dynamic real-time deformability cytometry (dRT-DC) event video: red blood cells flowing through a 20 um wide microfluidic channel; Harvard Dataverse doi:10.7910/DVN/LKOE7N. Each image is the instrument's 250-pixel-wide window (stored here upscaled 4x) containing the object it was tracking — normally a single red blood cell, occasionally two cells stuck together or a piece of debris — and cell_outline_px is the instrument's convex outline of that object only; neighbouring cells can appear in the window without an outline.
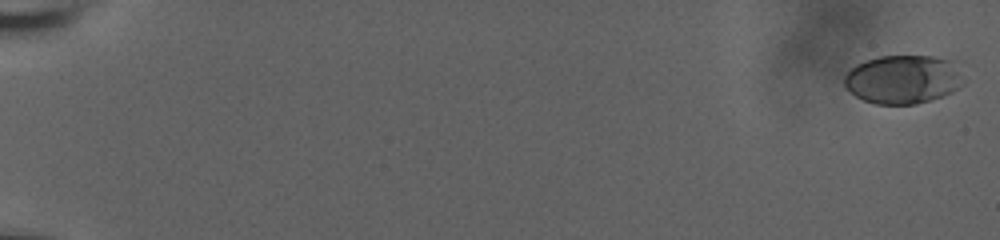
{"species": "human", "species_latin": "Homo sapiens", "temperature_condition": "room temperature", "stored_images_in_passage": 13, "camera_frame_rate_fps": 3000, "um_per_image_px": 0.085, "donor": {"sex": "male"}, "frame": {"image": 1, "passage_image": 1, "time_ms": 0.0, "image_size_px": [1000, 240], "cell_outline_px": [[964, 84], [960, 88], [952, 92], [916, 104], [876, 104], [864, 100], [856, 96], [844, 84], [844, 76], [856, 64], [864, 60], [880, 56], [932, 56], [956, 60]], "centroid_in_image_um": [76.79, 6.72], "position_along_channel_um": 8.2, "area_um2": 33.93}}
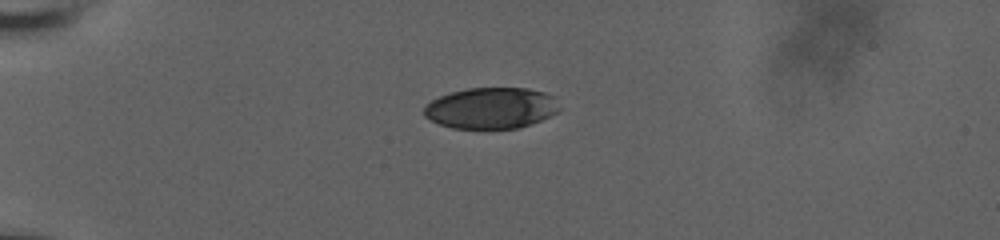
{"frame": {"image": 2, "passage_image": 10, "time_ms": 3.0, "image_size_px": [1000, 240], "cell_outline_px": [[560, 112], [540, 120], [516, 128], [452, 128], [440, 124], [424, 116], [424, 108], [432, 100], [440, 96], [452, 92], [468, 88], [528, 88], [544, 92], [556, 96], [560, 108]], "centroid_in_image_um": [41.8, 9.17], "position_along_channel_um": 43.2, "area_um2": 32.37}}
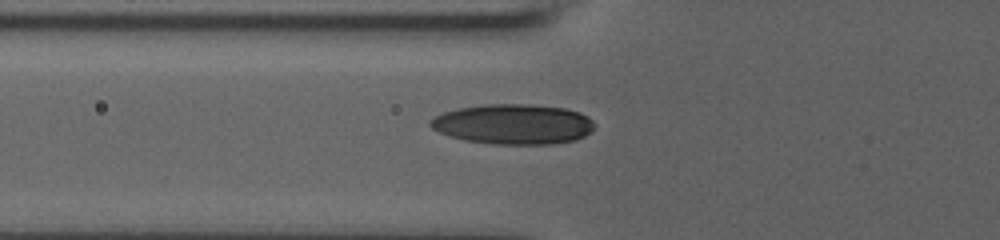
{"frame": {"image": 3, "passage_image": 13, "time_ms": 4.0, "image_size_px": [1000, 240], "cell_outline_px": [[596, 124], [584, 136], [576, 140], [552, 144], [492, 144], [464, 140], [440, 132], [432, 128], [428, 124], [428, 120], [444, 112], [460, 108], [484, 104], [528, 104], [564, 108], [580, 112], [588, 116]], "centroid_in_image_um": [43.64, 10.55], "position_along_channel_um": 82.2, "area_um2": 38.38}}